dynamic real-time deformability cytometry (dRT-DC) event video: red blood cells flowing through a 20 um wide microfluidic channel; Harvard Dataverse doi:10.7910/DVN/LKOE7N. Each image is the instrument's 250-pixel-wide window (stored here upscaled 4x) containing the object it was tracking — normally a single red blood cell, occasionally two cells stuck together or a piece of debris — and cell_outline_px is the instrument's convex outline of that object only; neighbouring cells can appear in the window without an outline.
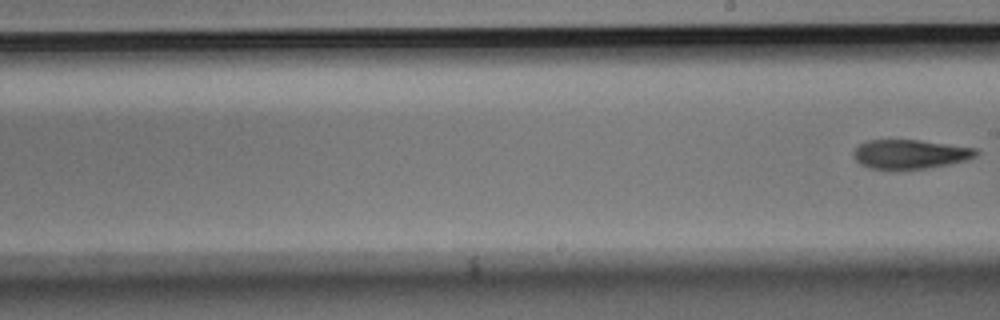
{"species": "Egyptian fruit bat (a non-hibernating species)", "species_latin": "Rousettus aegyptiacus", "temperature_condition": "room temperature", "stored_images_in_passage": 10, "segment_of_instrument_passage": [2, 2], "camera_frame_rate_fps": 3000, "um_per_image_px": 0.085, "animal": {"sex": "male"}, "frame": {"image": 1, "passage_image": 10, "time_ms": 3.0, "image_size_px": [1000, 320], "cell_outline_px": [[980, 152], [976, 156], [952, 164], [924, 168], [868, 168], [860, 164], [856, 160], [856, 148], [860, 144], [868, 140], [920, 140], [980, 148]], "centroid_in_image_um": [77.45, 13.08], "position_along_channel_um": 211.5, "area_um2": 20.58}}